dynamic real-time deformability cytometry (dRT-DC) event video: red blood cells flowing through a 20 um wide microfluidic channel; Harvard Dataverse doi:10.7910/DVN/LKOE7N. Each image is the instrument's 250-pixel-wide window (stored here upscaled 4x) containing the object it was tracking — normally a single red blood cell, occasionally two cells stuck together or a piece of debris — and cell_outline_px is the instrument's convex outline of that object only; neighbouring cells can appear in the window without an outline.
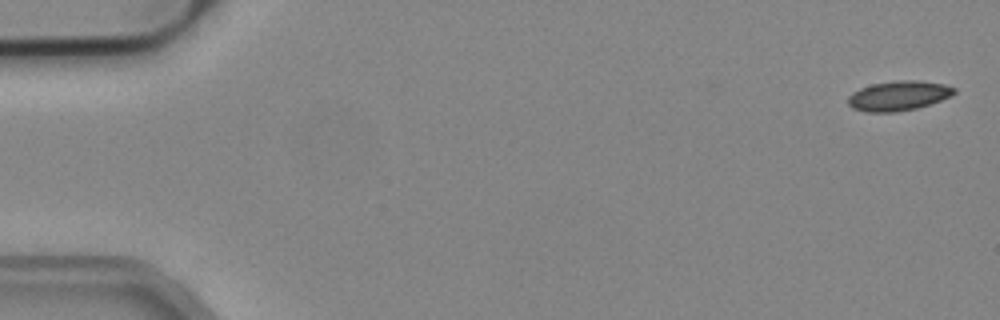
{"species": "common noctule bat (a hibernating species)", "species_latin": "Nyctalus noctula", "temperature_condition": "cold", "stored_images_in_passage": 5, "camera_frame_rate_fps": 3000, "um_per_image_px": 0.085, "animal": {"sex": "male", "body_mass_g": 19.2, "forearm_length_mm": 51.8}, "frame": {"image": 1, "passage_image": 1, "time_ms": 0.0, "image_size_px": [1000, 320], "cell_outline_px": [[956, 92], [940, 100], [916, 108], [896, 112], [868, 112], [852, 108], [848, 104], [848, 96], [852, 92], [860, 88], [872, 84], [896, 80], [920, 80], [944, 84], [956, 88]], "centroid_in_image_um": [76.34, 8.13], "position_along_channel_um": 8.7, "area_um2": 18.32}}
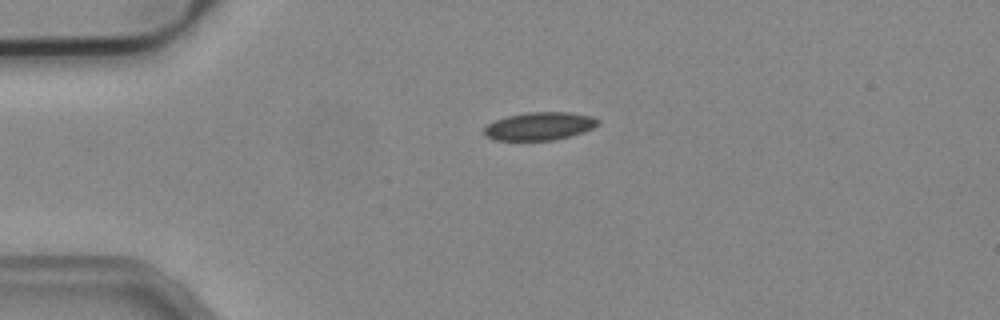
{"frame": {"image": 2, "passage_image": 4, "time_ms": 1.0, "image_size_px": [1000, 320], "cell_outline_px": [[600, 124], [584, 132], [572, 136], [556, 140], [492, 140], [484, 136], [484, 128], [488, 124], [496, 120], [508, 116], [528, 112], [568, 112], [592, 116], [600, 120]], "centroid_in_image_um": [45.88, 10.73], "position_along_channel_um": 39.1, "area_um2": 18.73}}